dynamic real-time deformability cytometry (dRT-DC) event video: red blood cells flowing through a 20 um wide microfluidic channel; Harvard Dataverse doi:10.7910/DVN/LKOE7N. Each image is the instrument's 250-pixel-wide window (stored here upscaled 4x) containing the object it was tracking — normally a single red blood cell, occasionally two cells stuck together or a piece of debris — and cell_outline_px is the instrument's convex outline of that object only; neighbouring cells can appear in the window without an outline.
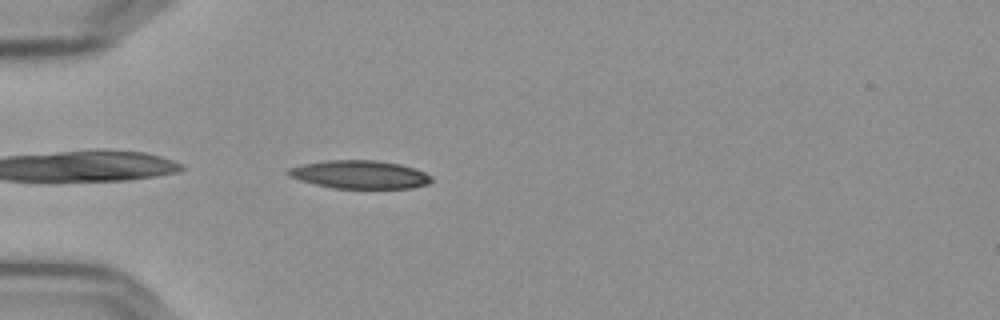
{"species": "Egyptian fruit bat (a non-hibernating species)", "species_latin": "Rousettus aegyptiacus", "temperature_condition": "cold", "stored_images_in_passage": 40, "camera_frame_rate_fps": 3000, "um_per_image_px": 0.085, "frame": {"image": 1, "passage_image": 1, "time_ms": 0.0, "image_size_px": [1000, 320], "cell_outline_px": [[432, 180], [428, 184], [412, 188], [332, 188], [300, 180], [288, 176], [284, 172], [288, 168], [304, 164], [328, 160], [376, 160], [400, 164], [424, 172], [432, 176]], "centroid_in_image_um": [30.56, 14.83], "position_along_channel_um": 54.4, "area_um2": 23.47}}
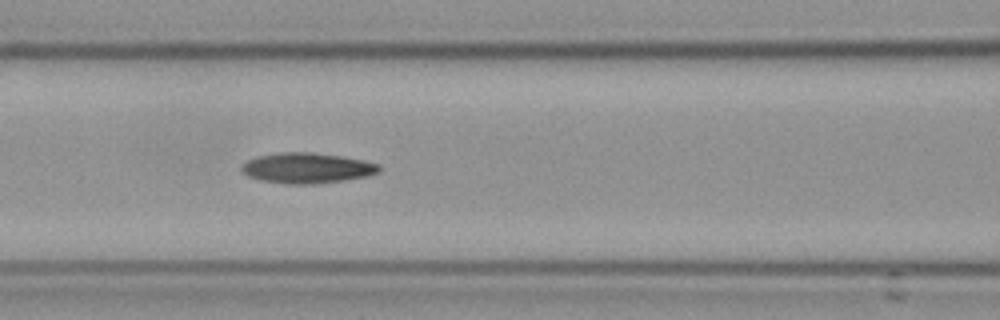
{"frame": {"image": 2, "passage_image": 9, "time_ms": 2.667, "image_size_px": [1000, 320], "cell_outline_px": [[380, 172], [368, 176], [312, 184], [288, 184], [260, 180], [248, 176], [240, 168], [240, 164], [256, 156], [280, 152], [312, 152], [340, 156], [364, 160], [380, 164]], "centroid_in_image_um": [26.08, 14.27], "position_along_channel_um": 140.5, "area_um2": 24.39}}
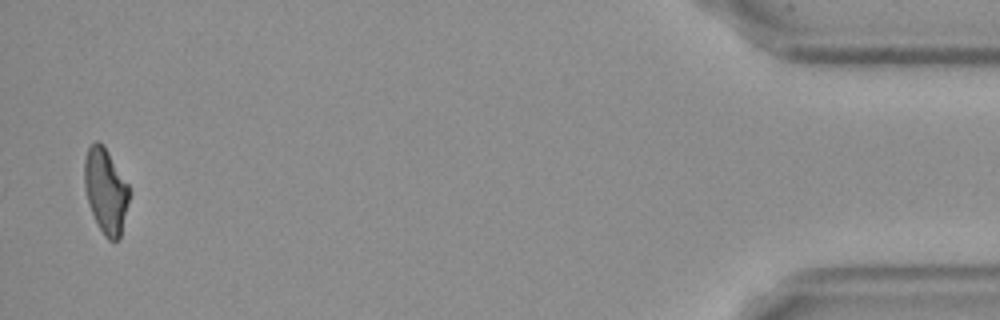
{"frame": {"image": 3, "passage_image": 39, "time_ms": 12.667, "image_size_px": [1000, 320], "cell_outline_px": [[128, 200], [120, 240], [108, 240], [104, 236], [88, 204], [84, 184], [84, 160], [88, 148], [96, 140], [104, 144], [128, 184]], "centroid_in_image_um": [8.97, 16.2], "position_along_channel_um": 426.2, "area_um2": 22.02}, "authors_computed_cell_mechanics": {"area_um2": 23.1489, "velocity_mm_per_s": 3.6543, "shape_relaxation_time_tau1_ms": 6.4518, "shape_relaxation_time_tau2_ms": 7.4082, "deformation_change_tau1": 0.1714, "deformation_change_tau2": 0.1565}}